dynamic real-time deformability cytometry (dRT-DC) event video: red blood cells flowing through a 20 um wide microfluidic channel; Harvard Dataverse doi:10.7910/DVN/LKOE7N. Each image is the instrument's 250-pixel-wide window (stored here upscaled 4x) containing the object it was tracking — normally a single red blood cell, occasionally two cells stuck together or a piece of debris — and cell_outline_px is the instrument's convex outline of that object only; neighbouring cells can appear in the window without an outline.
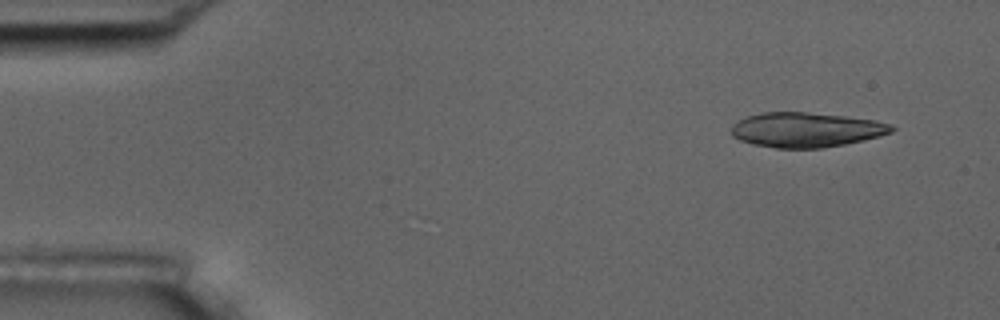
{"species": "common noctule bat (a hibernating species)", "species_latin": "Nyctalus noctula", "temperature_condition": "room temperature", "stored_images_in_passage": 4, "camera_frame_rate_fps": 3000, "um_per_image_px": 0.085, "animal": {"sex": "male", "body_mass_g": 17.5, "forearm_length_mm": 52.3}, "frame": {"image": 1, "passage_image": 1, "time_ms": 0.0, "image_size_px": [1000, 320], "cell_outline_px": [[896, 128], [892, 132], [880, 136], [864, 140], [844, 144], [820, 148], [776, 148], [752, 144], [740, 140], [732, 136], [732, 128], [740, 120], [748, 116], [764, 112], [804, 112], [848, 116], [876, 120], [892, 124]], "centroid_in_image_um": [68.58, 11.03], "position_along_channel_um": 16.4, "area_um2": 32.43}}